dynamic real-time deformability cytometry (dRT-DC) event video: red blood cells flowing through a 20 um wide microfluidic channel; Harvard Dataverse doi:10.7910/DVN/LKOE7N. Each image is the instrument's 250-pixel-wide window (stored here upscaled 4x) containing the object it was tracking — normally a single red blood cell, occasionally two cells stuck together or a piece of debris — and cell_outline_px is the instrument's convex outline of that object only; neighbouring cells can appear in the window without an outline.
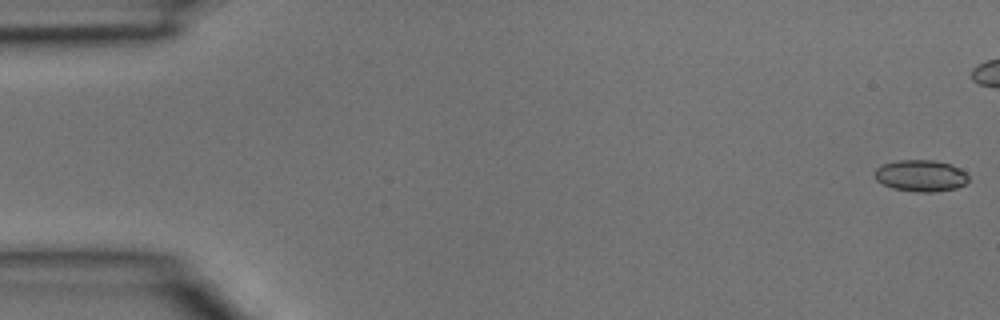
{"species": "common noctule bat (a hibernating species)", "species_latin": "Nyctalus noctula", "temperature_condition": "room temperature", "stored_images_in_passage": 6, "camera_frame_rate_fps": 3000, "um_per_image_px": 0.085, "animal": {"sex": "male", "body_mass_g": 15.6}, "frame": {"image": 1, "passage_image": 1, "time_ms": 0.0, "image_size_px": [1000, 320], "cell_outline_px": [[968, 180], [964, 184], [956, 188], [932, 192], [920, 192], [892, 188], [876, 180], [872, 172], [880, 164], [900, 160], [936, 160], [960, 168], [968, 176]], "centroid_in_image_um": [78.22, 14.92], "position_along_channel_um": 6.8, "area_um2": 17.28}}
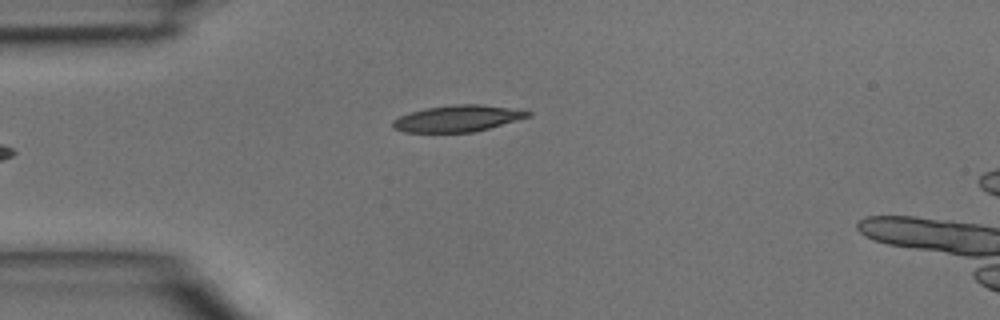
{"frame": {"image": 2, "passage_image": 5, "time_ms": 1.333, "image_size_px": [1000, 320], "cell_outline_px": [[532, 116], [488, 128], [472, 132], [404, 132], [392, 128], [392, 120], [400, 116], [424, 108], [456, 104], [480, 104], [524, 108], [532, 112]], "centroid_in_image_um": [38.97, 10.05], "position_along_channel_um": 46.0, "area_um2": 21.1}}